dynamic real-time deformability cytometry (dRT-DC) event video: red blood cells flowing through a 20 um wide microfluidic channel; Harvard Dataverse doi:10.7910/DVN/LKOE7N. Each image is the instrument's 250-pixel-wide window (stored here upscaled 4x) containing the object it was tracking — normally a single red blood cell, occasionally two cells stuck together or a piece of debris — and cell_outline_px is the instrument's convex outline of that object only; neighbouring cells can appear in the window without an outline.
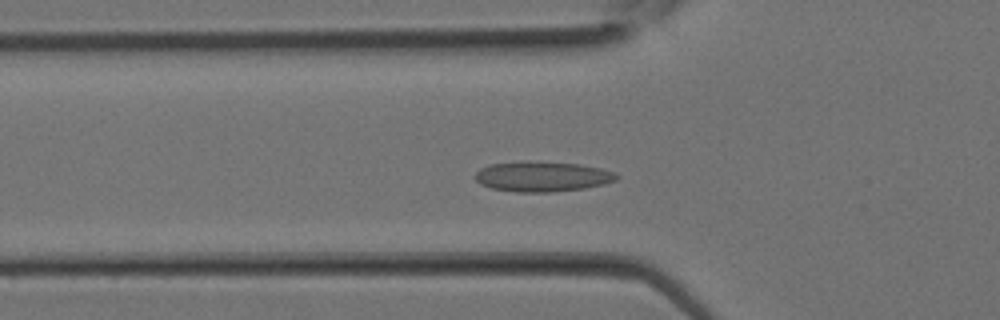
{"species": "Egyptian fruit bat (a non-hibernating species)", "species_latin": "Rousettus aegyptiacus", "temperature_condition": "room temperature", "stored_images_in_passage": 12, "camera_frame_rate_fps": 3000, "um_per_image_px": 0.085, "animal": {"sex": "female"}, "frame": {"image": 1, "passage_image": 10, "time_ms": 3.0, "image_size_px": [1000, 320], "cell_outline_px": [[620, 176], [616, 180], [604, 184], [584, 188], [548, 192], [516, 192], [492, 188], [480, 184], [476, 180], [476, 172], [480, 168], [492, 164], [528, 160], [580, 164], [600, 168], [616, 172]], "centroid_in_image_um": [46.11, 14.99], "position_along_channel_um": 79.7, "area_um2": 24.97}}
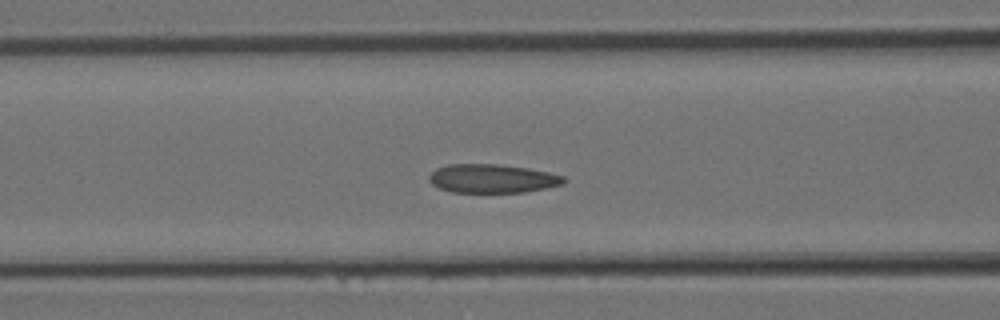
{"frame": {"image": 2, "passage_image": 12, "time_ms": 3.667, "image_size_px": [1000, 320], "cell_outline_px": [[568, 180], [564, 184], [524, 192], [452, 192], [440, 188], [432, 184], [428, 180], [428, 176], [436, 168], [448, 164], [496, 164], [528, 168], [548, 172], [564, 176]], "centroid_in_image_um": [41.84, 15.17], "position_along_channel_um": 124.8, "area_um2": 22.54}}